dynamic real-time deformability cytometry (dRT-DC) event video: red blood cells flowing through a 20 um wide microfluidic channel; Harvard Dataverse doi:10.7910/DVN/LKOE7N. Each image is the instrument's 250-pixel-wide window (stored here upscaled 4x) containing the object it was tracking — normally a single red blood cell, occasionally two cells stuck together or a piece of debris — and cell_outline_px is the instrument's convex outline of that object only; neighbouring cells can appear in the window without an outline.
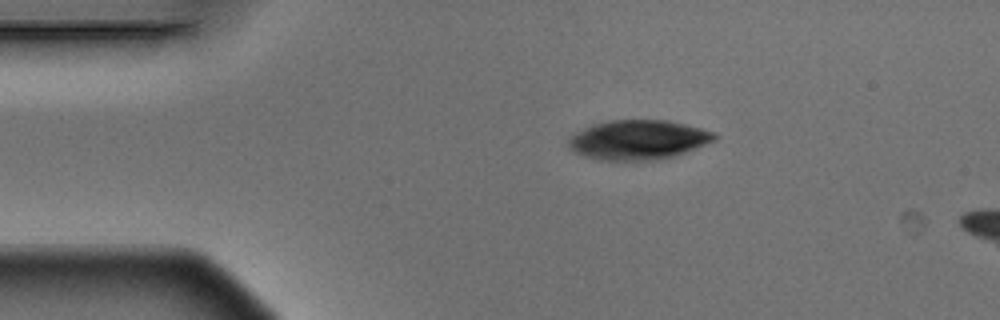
{"species": "Egyptian fruit bat (a non-hibernating species)", "species_latin": "Rousettus aegyptiacus", "temperature_condition": "warm", "stored_images_in_passage": 3, "camera_frame_rate_fps": 3000, "um_per_image_px": 0.085, "animal": {"sex": "male"}, "frame": {"image": 1, "passage_image": 2, "time_ms": 0.333, "image_size_px": [1000, 320], "cell_outline_px": [[720, 136], [716, 140], [676, 156], [660, 160], [596, 160], [584, 156], [568, 148], [568, 136], [592, 124], [608, 120], [668, 120], [716, 132]], "centroid_in_image_um": [54.25, 11.89], "position_along_channel_um": 30.7, "area_um2": 34.04}}